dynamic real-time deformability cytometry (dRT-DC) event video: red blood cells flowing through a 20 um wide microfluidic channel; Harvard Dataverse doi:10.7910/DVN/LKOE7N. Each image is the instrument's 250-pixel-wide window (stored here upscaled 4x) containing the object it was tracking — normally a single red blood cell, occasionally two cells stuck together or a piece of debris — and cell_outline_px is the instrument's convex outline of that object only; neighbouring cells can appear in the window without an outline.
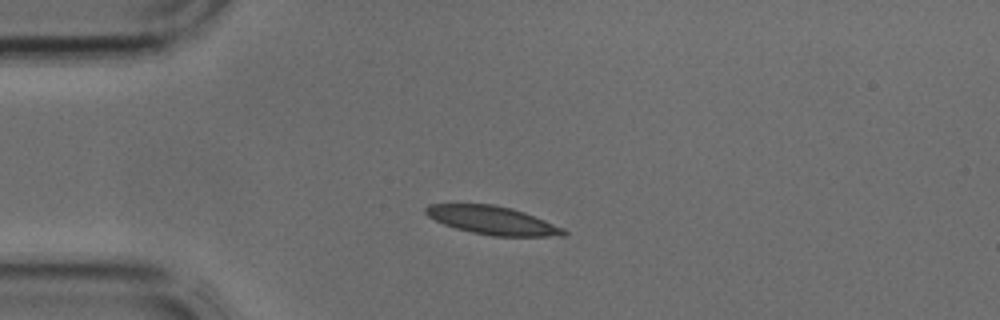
{"species": "common noctule bat (a hibernating species)", "species_latin": "Nyctalus noctula", "temperature_condition": "cold", "stored_images_in_passage": 2, "camera_frame_rate_fps": 3000, "um_per_image_px": 0.085, "animal": {"sex": "male", "body_mass_g": 17.9, "forearm_length_mm": 54.2}, "frame": {"image": 1, "passage_image": 2, "time_ms": 0.333, "image_size_px": [1000, 320], "cell_outline_px": [[568, 236], [492, 236], [472, 232], [456, 228], [444, 224], [428, 216], [424, 212], [424, 208], [428, 204], [492, 204], [512, 208], [524, 212], [564, 228], [568, 232]], "centroid_in_image_um": [41.88, 18.73], "position_along_channel_um": 43.1, "area_um2": 22.72}}